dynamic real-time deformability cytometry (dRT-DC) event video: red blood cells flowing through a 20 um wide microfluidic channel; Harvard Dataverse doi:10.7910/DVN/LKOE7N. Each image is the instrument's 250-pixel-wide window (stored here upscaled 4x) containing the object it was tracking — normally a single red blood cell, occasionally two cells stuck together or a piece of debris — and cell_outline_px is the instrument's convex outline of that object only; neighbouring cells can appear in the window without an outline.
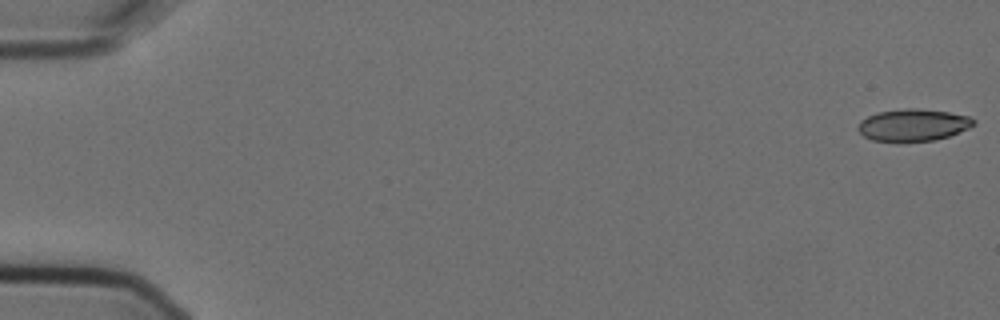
{"species": "Egyptian fruit bat (a non-hibernating species)", "species_latin": "Rousettus aegyptiacus", "temperature_condition": "cold", "stored_images_in_passage": 7, "camera_frame_rate_fps": 3000, "um_per_image_px": 0.085, "animal": {"sex": "female"}, "frame": {"image": 1, "passage_image": 1, "time_ms": 0.0, "image_size_px": [1000, 320], "cell_outline_px": [[976, 124], [968, 128], [948, 136], [936, 140], [872, 140], [864, 136], [856, 128], [860, 120], [868, 116], [880, 112], [908, 108], [916, 108], [948, 112], [968, 116], [976, 120]], "centroid_in_image_um": [77.62, 10.61], "position_along_channel_um": 7.4, "area_um2": 21.15}}
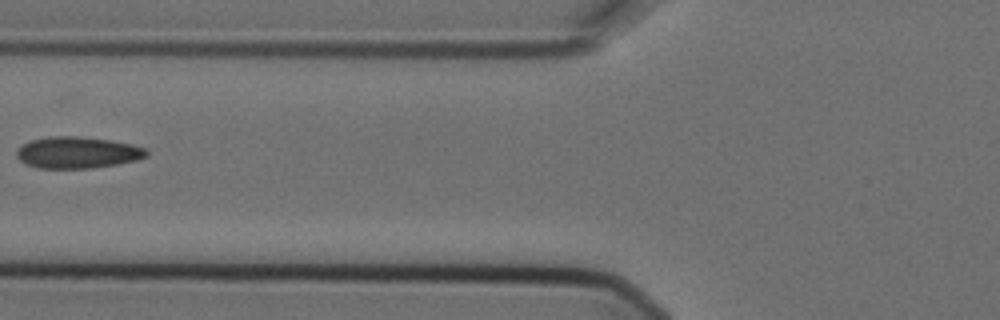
{"frame": {"image": 2, "passage_image": 6, "time_ms": 1.667, "image_size_px": [1000, 320], "cell_outline_px": [[148, 156], [136, 160], [116, 164], [92, 168], [36, 168], [24, 164], [16, 156], [16, 152], [24, 144], [32, 140], [52, 136], [76, 136], [112, 140], [132, 144], [144, 148], [148, 152]], "centroid_in_image_um": [6.59, 12.97], "position_along_channel_um": 119.2, "area_um2": 23.81}}
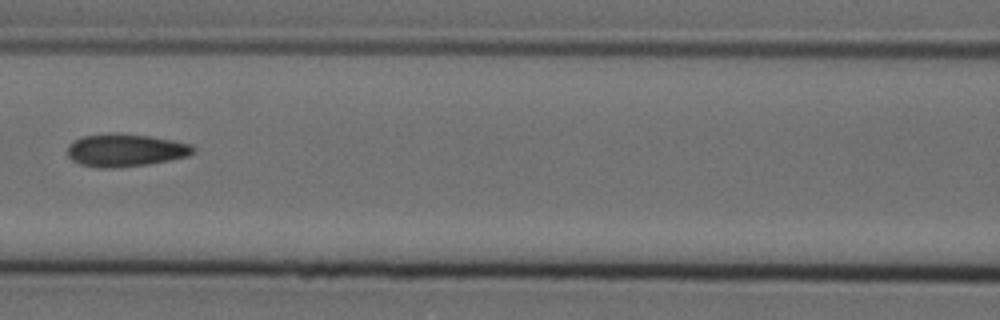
{"frame": {"image": 3, "passage_image": 7, "time_ms": 2.0, "image_size_px": [1000, 320], "cell_outline_px": [[196, 148], [188, 156], [172, 160], [148, 164], [112, 168], [96, 168], [80, 164], [72, 160], [68, 156], [68, 144], [72, 140], [84, 136], [112, 132], [148, 136], [172, 140], [192, 144]], "centroid_in_image_um": [10.64, 12.77], "position_along_channel_um": 156.0, "area_um2": 24.16}}